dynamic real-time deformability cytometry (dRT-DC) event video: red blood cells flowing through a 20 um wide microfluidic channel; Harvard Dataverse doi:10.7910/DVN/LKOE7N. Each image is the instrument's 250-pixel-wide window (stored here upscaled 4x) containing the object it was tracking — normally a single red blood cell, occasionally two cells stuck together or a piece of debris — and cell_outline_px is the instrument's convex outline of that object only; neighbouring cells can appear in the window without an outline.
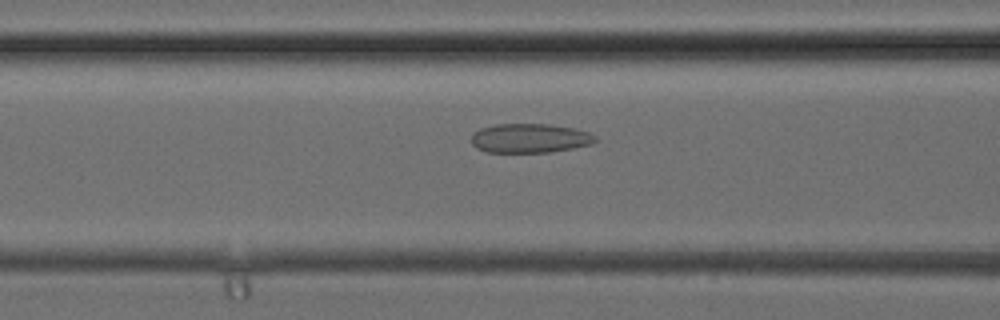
{"species": "common noctule bat (a hibernating species)", "species_latin": "Nyctalus noctula", "temperature_condition": "cold", "stored_images_in_passage": 38, "camera_frame_rate_fps": 3000, "um_per_image_px": 0.085, "animal": {"sex": "female", "body_mass_g": 24.6, "forearm_length_mm": 56.2}, "frame": {"image": 1, "passage_image": 15, "time_ms": 4.667, "image_size_px": [1000, 320], "cell_outline_px": [[596, 140], [592, 144], [572, 148], [548, 152], [488, 152], [476, 148], [472, 144], [472, 136], [480, 128], [496, 124], [548, 124], [576, 128], [588, 132], [596, 136]], "centroid_in_image_um": [45.05, 11.74], "position_along_channel_um": 121.6, "area_um2": 21.04}}
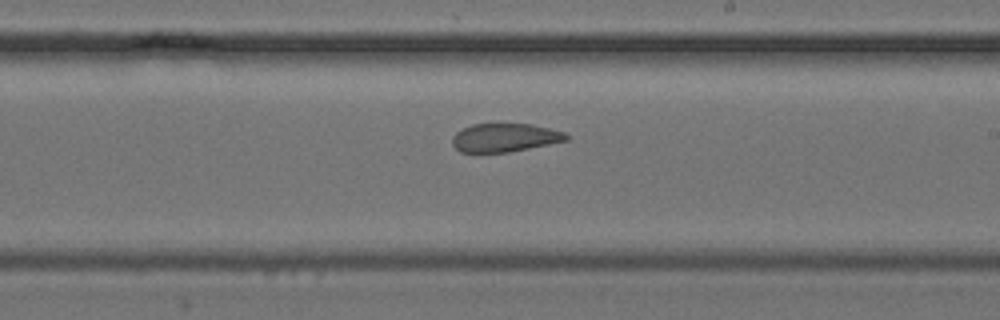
{"frame": {"image": 2, "passage_image": 22, "time_ms": 7.0, "image_size_px": [1000, 320], "cell_outline_px": [[568, 140], [508, 152], [460, 152], [452, 144], [452, 136], [456, 132], [472, 124], [532, 124], [564, 132], [568, 136]], "centroid_in_image_um": [42.88, 11.69], "position_along_channel_um": 246.1, "area_um2": 18.67}}
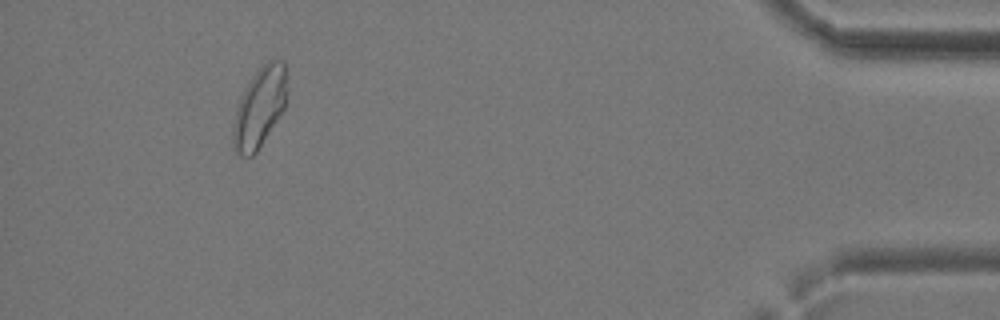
{"frame": {"image": 3, "passage_image": 35, "time_ms": 11.333, "image_size_px": [1000, 320], "cell_outline_px": [[284, 108], [256, 152], [252, 156], [244, 156], [236, 152], [232, 148], [232, 124], [236, 108], [240, 96], [244, 88], [252, 76], [268, 60], [284, 60]], "centroid_in_image_um": [21.98, 9.17], "position_along_channel_um": 413.2, "area_um2": 24.51}}